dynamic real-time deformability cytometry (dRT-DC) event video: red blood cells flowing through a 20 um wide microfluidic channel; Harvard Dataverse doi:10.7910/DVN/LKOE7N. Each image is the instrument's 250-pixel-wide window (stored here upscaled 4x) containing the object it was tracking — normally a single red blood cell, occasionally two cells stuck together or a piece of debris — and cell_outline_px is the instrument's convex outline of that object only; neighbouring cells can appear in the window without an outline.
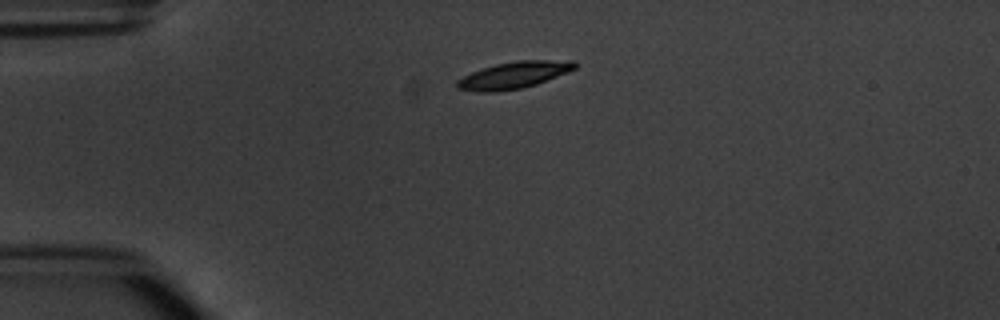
{"species": "common noctule bat (a hibernating species)", "species_latin": "Nyctalus noctula", "temperature_condition": "warm", "stored_images_in_passage": 5, "camera_frame_rate_fps": 3000, "um_per_image_px": 0.085, "animal": {"sex": "male", "body_mass_g": 20.1, "forearm_length_mm": 53.5}, "frame": {"image": 1, "passage_image": 5, "time_ms": 5.667, "image_size_px": [1000, 320], "cell_outline_px": [[576, 68], [568, 72], [536, 84], [520, 88], [496, 92], [476, 92], [456, 88], [456, 80], [472, 72], [496, 64], [516, 60], [572, 60], [576, 64]], "centroid_in_image_um": [43.66, 6.38], "position_along_channel_um": 41.3, "area_um2": 18.32}}